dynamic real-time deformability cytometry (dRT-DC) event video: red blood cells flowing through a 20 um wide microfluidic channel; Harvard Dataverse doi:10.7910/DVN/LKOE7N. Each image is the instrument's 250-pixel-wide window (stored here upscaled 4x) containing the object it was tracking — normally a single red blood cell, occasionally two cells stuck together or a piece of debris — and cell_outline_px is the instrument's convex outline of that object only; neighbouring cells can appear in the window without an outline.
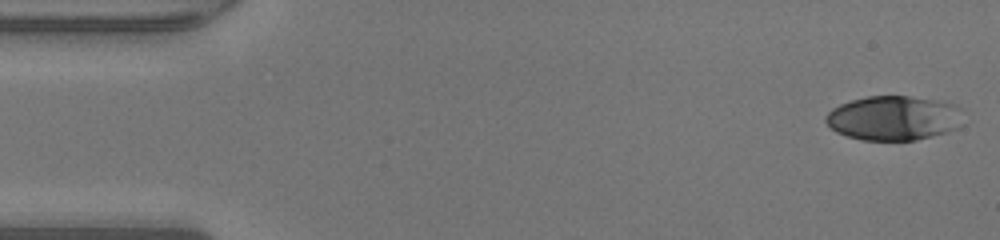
{"species": "human", "species_latin": "Homo sapiens", "temperature_condition": "warm", "stored_images_in_passage": 47, "camera_frame_rate_fps": 3000, "um_per_image_px": 0.085, "donor": {"sex": "male"}, "frame": {"image": 1, "passage_image": 1, "time_ms": 0.0, "image_size_px": [1000, 240], "cell_outline_px": [[964, 124], [960, 128], [932, 136], [916, 140], [860, 140], [836, 132], [824, 120], [824, 116], [832, 108], [840, 104], [852, 100], [868, 96], [908, 96], [936, 100], [956, 104], [960, 108]], "centroid_in_image_um": [75.99, 10.04], "position_along_channel_um": 9.0, "area_um2": 35.95}}
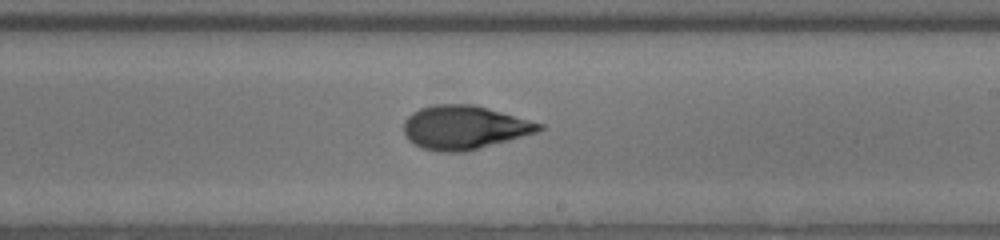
{"frame": {"image": 2, "passage_image": 27, "time_ms": 8.667, "image_size_px": [1000, 240], "cell_outline_px": [[544, 128], [536, 132], [468, 152], [436, 152], [420, 148], [412, 144], [408, 140], [404, 132], [404, 120], [412, 112], [420, 108], [440, 104], [476, 104], [544, 124]], "centroid_in_image_um": [39.44, 10.84], "position_along_channel_um": 249.6, "area_um2": 34.8}}
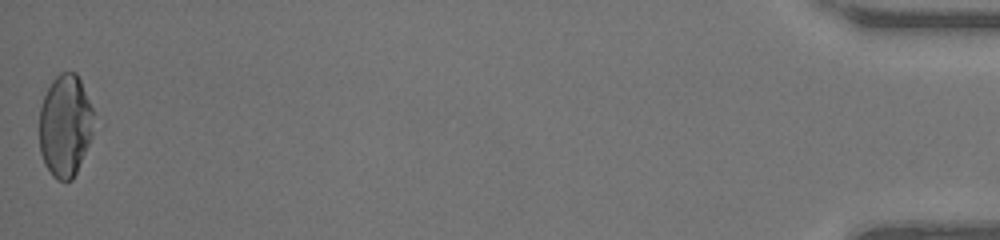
{"frame": {"image": 3, "passage_image": 47, "time_ms": 15.333, "image_size_px": [1000, 240], "cell_outline_px": [[104, 124], [72, 180], [56, 180], [52, 176], [44, 164], [40, 152], [40, 108], [44, 96], [52, 80], [60, 72], [76, 72]], "centroid_in_image_um": [5.71, 10.69], "position_along_channel_um": 429.5, "area_um2": 34.91}, "authors_computed_cell_mechanics": {"area_um2": 34.5644, "velocity_mm_per_s": 4.3253, "shape_relaxation_time_tau1_ms": 6.4989, "shape_relaxation_time_tau2_ms": 1.273, "deformation_change_tau1": 0.2637, "deformation_change_tau2": 0.0659}}